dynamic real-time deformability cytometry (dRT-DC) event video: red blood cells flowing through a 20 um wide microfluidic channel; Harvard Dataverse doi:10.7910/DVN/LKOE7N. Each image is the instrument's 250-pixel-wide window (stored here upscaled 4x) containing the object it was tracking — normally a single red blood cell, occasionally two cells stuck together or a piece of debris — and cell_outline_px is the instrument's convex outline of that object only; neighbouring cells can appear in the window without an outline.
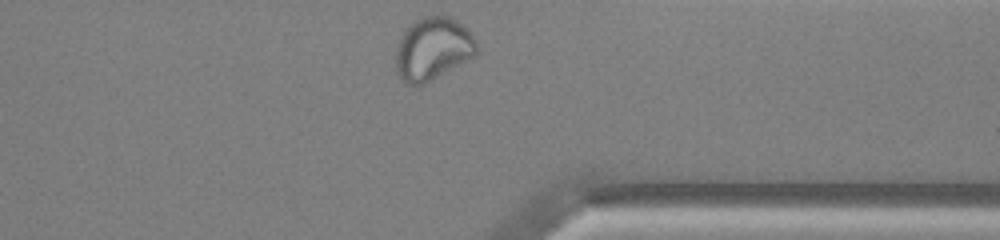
{"species": "common noctule bat (a hibernating species)", "species_latin": "Nyctalus noctula", "temperature_condition": "warm", "stored_images_in_passage": 34, "camera_frame_rate_fps": 3000, "um_per_image_px": 0.085, "animal": {"sex": "male", "body_mass_g": 13.0, "forearm_length_mm": 53.1}, "frame": {"image": 1, "passage_image": 34, "time_ms": 11.0, "image_size_px": [1000, 240], "cell_outline_px": [[476, 56], [424, 84], [416, 88], [404, 84], [396, 68], [396, 48], [400, 36], [404, 28], [416, 20], [424, 16], [448, 16], [456, 20], [468, 28], [476, 40]], "centroid_in_image_um": [36.77, 4.16], "position_along_channel_um": 374.6, "area_um2": 30.0}, "authors_computed_cell_mechanics": {"area_um2": 26.9348, "velocity_mm_per_s": 4.0286, "shape_relaxation_time_tau1_ms": null, "shape_relaxation_time_tau2_ms": 1.2861, "deformation_change_tau1": null, "deformation_change_tau2": 0.0595}}